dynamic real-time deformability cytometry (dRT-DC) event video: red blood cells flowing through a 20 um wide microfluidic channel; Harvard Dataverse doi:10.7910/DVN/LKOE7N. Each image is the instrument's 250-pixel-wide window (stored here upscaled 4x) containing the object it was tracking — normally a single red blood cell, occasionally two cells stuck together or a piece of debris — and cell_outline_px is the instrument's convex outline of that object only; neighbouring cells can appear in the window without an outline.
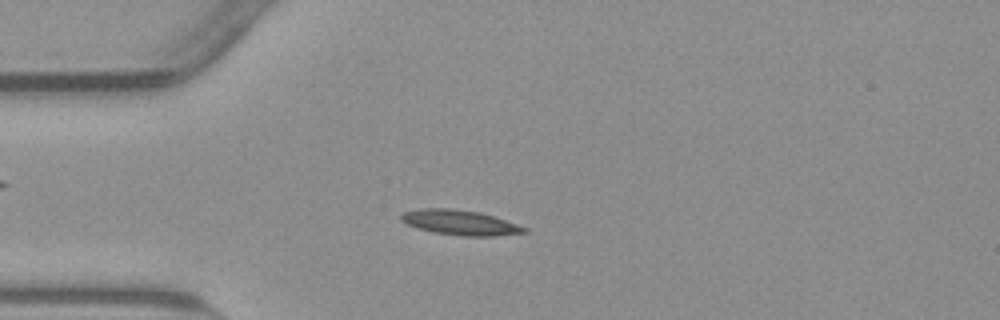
{"species": "common noctule bat (a hibernating species)", "species_latin": "Nyctalus noctula", "temperature_condition": "warm", "stored_images_in_passage": 54, "camera_frame_rate_fps": 3000, "um_per_image_px": 0.085, "animal": {"sex": "male", "body_mass_g": 23.1, "forearm_length_mm": 52.7}, "frame": {"image": 1, "passage_image": 14, "time_ms": 4.333, "image_size_px": [1000, 320], "cell_outline_px": [[528, 232], [492, 236], [464, 236], [432, 232], [408, 224], [400, 220], [400, 216], [404, 212], [420, 208], [452, 208], [480, 212], [528, 228]], "centroid_in_image_um": [39.09, 18.91], "position_along_channel_um": 45.9, "area_um2": 17.74}}
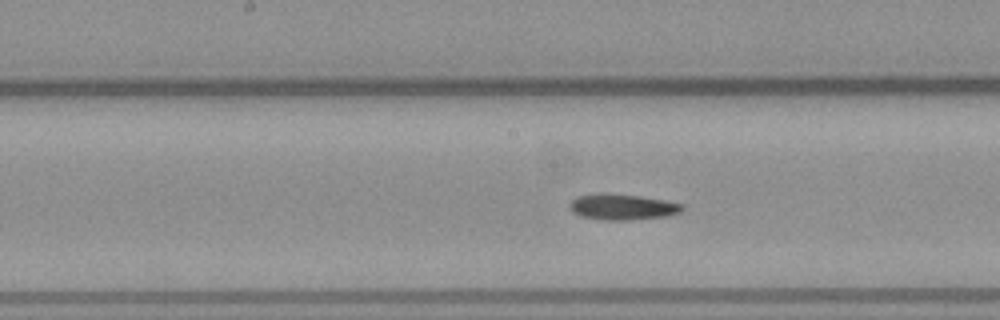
{"frame": {"image": 2, "passage_image": 27, "time_ms": 8.667, "image_size_px": [1000, 320], "cell_outline_px": [[684, 208], [680, 212], [668, 216], [628, 220], [604, 220], [580, 216], [572, 212], [568, 208], [568, 204], [576, 196], [600, 192], [604, 192], [640, 196], [664, 200], [684, 204]], "centroid_in_image_um": [52.86, 17.58], "position_along_channel_um": 195.3, "area_um2": 17.28}}
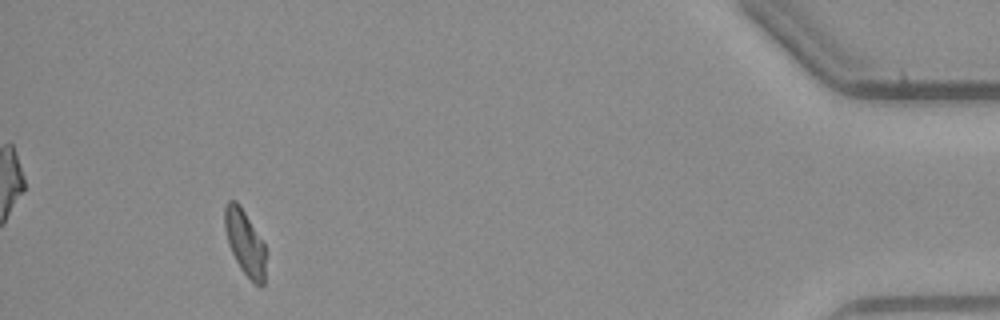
{"frame": {"image": 3, "passage_image": 50, "time_ms": 16.333, "image_size_px": [1000, 320], "cell_outline_px": [[264, 284], [260, 288], [240, 268], [228, 244], [224, 228], [224, 208], [228, 200], [236, 200], [240, 204], [264, 244]], "centroid_in_image_um": [20.78, 20.57], "position_along_channel_um": 414.4, "area_um2": 15.32}}